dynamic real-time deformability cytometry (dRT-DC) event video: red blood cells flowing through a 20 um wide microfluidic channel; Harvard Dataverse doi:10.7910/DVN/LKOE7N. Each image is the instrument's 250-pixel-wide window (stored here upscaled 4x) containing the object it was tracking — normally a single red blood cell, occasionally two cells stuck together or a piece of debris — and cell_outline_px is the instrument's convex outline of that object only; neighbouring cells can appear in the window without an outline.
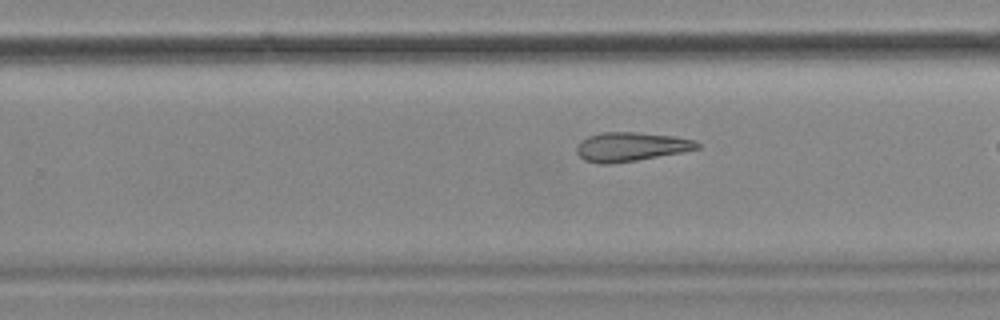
{"species": "common noctule bat (a hibernating species)", "species_latin": "Nyctalus noctula", "temperature_condition": "cold", "stored_images_in_passage": 29, "camera_frame_rate_fps": 3000, "um_per_image_px": 0.085, "animal": {"sex": "female", "body_mass_g": 18.4}, "frame": {"image": 1, "passage_image": 21, "time_ms": 6.667, "image_size_px": [1000, 320], "cell_outline_px": [[700, 148], [680, 152], [636, 160], [608, 164], [600, 164], [584, 160], [576, 152], [576, 148], [580, 140], [588, 136], [600, 132], [636, 132], [672, 136], [696, 140], [700, 144]], "centroid_in_image_um": [53.59, 12.46], "position_along_channel_um": 276.2, "area_um2": 20.29}}